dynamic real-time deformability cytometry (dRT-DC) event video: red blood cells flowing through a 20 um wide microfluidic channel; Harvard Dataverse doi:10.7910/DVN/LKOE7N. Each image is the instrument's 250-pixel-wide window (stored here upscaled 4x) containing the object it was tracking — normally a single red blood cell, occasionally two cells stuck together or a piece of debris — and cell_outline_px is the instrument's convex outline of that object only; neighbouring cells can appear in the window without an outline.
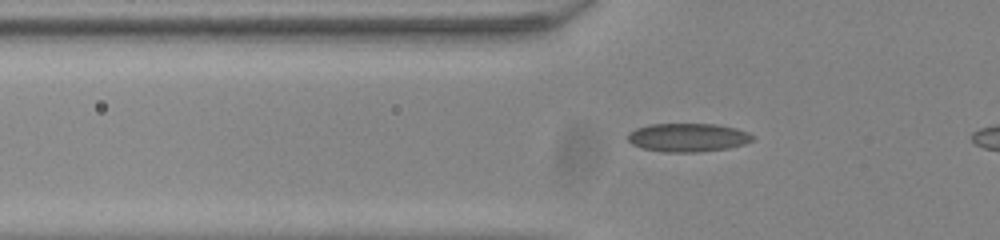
{"species": "common noctule bat (a hibernating species)", "species_latin": "Nyctalus noctula", "temperature_condition": "room temperature", "stored_images_in_passage": 33, "camera_frame_rate_fps": 3000, "um_per_image_px": 0.085, "animal": {"sex": "male", "body_mass_g": 20.0, "forearm_length_mm": 53.3}, "frame": {"image": 1, "passage_image": 4, "time_ms": 1.0, "image_size_px": [1000, 240], "cell_outline_px": [[756, 136], [752, 140], [744, 144], [728, 148], [696, 152], [664, 152], [640, 148], [632, 144], [628, 140], [628, 136], [636, 128], [652, 124], [716, 124], [736, 128], [748, 132]], "centroid_in_image_um": [58.49, 11.69], "position_along_channel_um": 67.3, "area_um2": 20.69}}
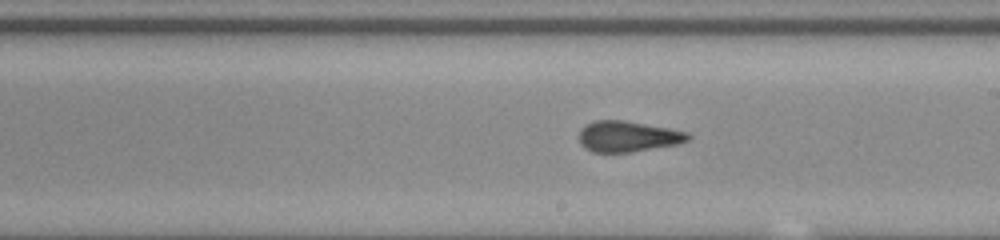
{"frame": {"image": 2, "passage_image": 17, "time_ms": 5.333, "image_size_px": [1000, 240], "cell_outline_px": [[692, 136], [688, 140], [676, 144], [632, 152], [592, 152], [584, 148], [580, 144], [580, 128], [596, 120], [624, 120], [668, 128], [688, 132]], "centroid_in_image_um": [53.36, 11.6], "position_along_channel_um": 235.6, "area_um2": 19.48}}
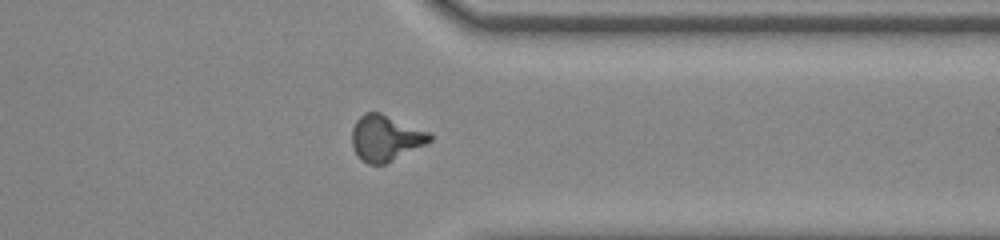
{"frame": {"image": 3, "passage_image": 28, "time_ms": 9.0, "image_size_px": [1000, 240], "cell_outline_px": [[432, 140], [384, 164], [368, 164], [356, 152], [352, 144], [352, 128], [356, 120], [364, 112], [380, 112], [432, 132]], "centroid_in_image_um": [32.78, 11.69], "position_along_channel_um": 378.6, "area_um2": 20.58}}